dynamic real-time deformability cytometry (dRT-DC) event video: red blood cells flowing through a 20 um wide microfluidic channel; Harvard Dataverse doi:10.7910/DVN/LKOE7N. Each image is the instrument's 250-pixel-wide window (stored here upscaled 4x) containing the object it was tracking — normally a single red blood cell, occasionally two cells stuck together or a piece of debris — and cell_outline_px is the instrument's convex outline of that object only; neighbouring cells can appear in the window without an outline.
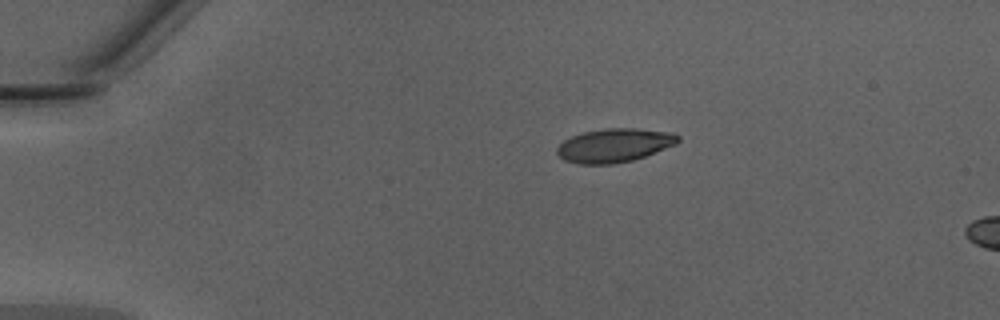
{"species": "Egyptian fruit bat (a non-hibernating species)", "species_latin": "Rousettus aegyptiacus", "temperature_condition": "warm", "stored_images_in_passage": 5, "camera_frame_rate_fps": 3000, "um_per_image_px": 0.085, "animal": {"sex": "male"}, "frame": {"image": 1, "passage_image": 1, "time_ms": 0.0, "image_size_px": [1000, 320], "cell_outline_px": [[680, 140], [676, 144], [644, 156], [632, 160], [612, 164], [580, 164], [564, 160], [556, 152], [556, 148], [564, 140], [572, 136], [584, 132], [604, 128], [632, 128], [672, 132], [680, 136]], "centroid_in_image_um": [52.21, 12.35], "position_along_channel_um": 32.8, "area_um2": 23.64}}